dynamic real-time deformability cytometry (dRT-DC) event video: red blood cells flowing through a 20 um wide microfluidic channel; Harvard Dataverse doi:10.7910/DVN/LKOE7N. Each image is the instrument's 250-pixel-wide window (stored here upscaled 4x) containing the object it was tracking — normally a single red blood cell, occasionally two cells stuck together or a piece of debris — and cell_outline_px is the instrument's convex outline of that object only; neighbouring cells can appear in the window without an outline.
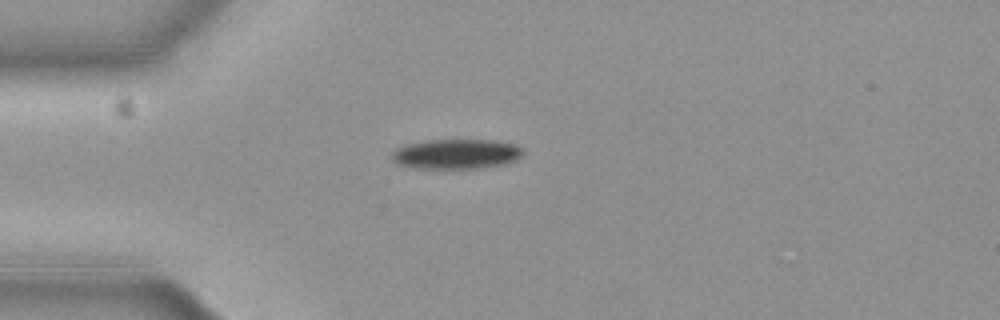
{"species": "common noctule bat (a hibernating species)", "species_latin": "Nyctalus noctula", "temperature_condition": "cold", "stored_images_in_passage": 42, "camera_frame_rate_fps": 3000, "um_per_image_px": 0.085, "animal": {"sex": "female", "body_mass_g": 19.3, "forearm_length_mm": 54.1}, "frame": {"image": 1, "passage_image": 1, "time_ms": 0.0, "image_size_px": [1000, 320], "cell_outline_px": [[524, 152], [516, 160], [504, 164], [480, 168], [412, 168], [396, 164], [392, 160], [392, 152], [396, 148], [408, 144], [432, 140], [488, 140], [512, 144], [520, 148]], "centroid_in_image_um": [38.74, 13.1], "position_along_channel_um": 46.3, "area_um2": 22.6}}
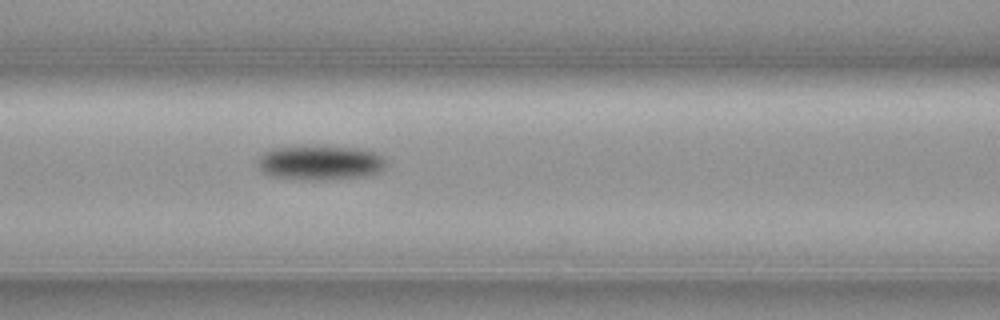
{"frame": {"image": 2, "passage_image": 10, "time_ms": 3.0, "image_size_px": [1000, 320], "cell_outline_px": [[388, 164], [380, 172], [368, 176], [328, 180], [296, 180], [272, 176], [264, 172], [256, 164], [256, 160], [264, 152], [272, 148], [300, 144], [356, 148], [372, 152], [380, 156]], "centroid_in_image_um": [27.16, 13.82], "position_along_channel_um": 139.4, "area_um2": 26.7}}
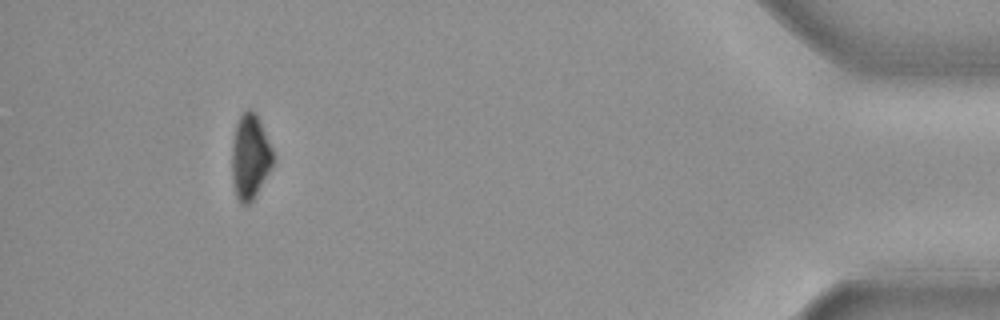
{"frame": {"image": 3, "passage_image": 38, "time_ms": 12.333, "image_size_px": [1000, 320], "cell_outline_px": [[272, 168], [252, 200], [248, 204], [240, 204], [236, 196], [232, 180], [232, 144], [236, 124], [240, 116], [248, 108], [252, 108], [256, 112], [272, 148]], "centroid_in_image_um": [21.24, 13.31], "position_along_channel_um": 414.0, "area_um2": 20.29}, "authors_computed_cell_mechanics": {"area_um2": 24.6517, "velocity_mm_per_s": 3.6945, "shape_relaxation_time_tau1_ms": 2.6593, "shape_relaxation_time_tau2_ms": null, "deformation_change_tau1": 0.0782, "deformation_change_tau2": null}}